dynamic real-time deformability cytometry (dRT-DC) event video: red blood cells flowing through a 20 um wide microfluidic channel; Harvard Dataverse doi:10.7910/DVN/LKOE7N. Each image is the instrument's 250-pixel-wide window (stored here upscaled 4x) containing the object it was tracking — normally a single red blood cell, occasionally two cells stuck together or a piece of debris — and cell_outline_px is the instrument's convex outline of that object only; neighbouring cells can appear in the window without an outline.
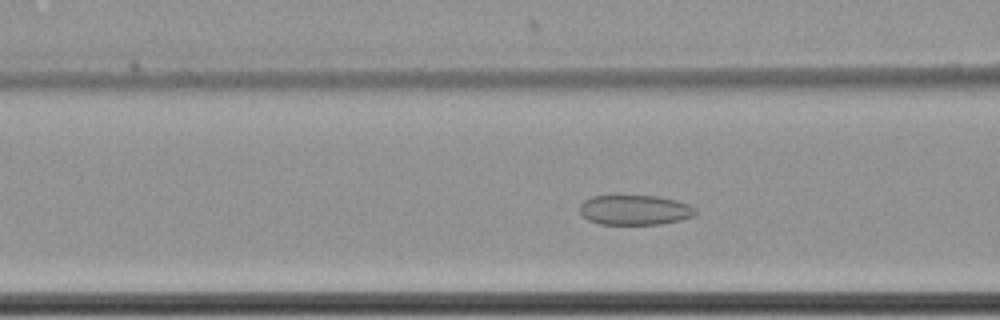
{"species": "common noctule bat (a hibernating species)", "species_latin": "Nyctalus noctula", "temperature_condition": "cold", "stored_images_in_passage": 55, "camera_frame_rate_fps": 3000, "um_per_image_px": 0.085, "animal": {"sex": "female", "body_mass_g": 22.7, "forearm_length_mm": 54.2}, "frame": {"image": 1, "passage_image": 20, "time_ms": 6.333, "image_size_px": [1000, 320], "cell_outline_px": [[696, 216], [680, 220], [660, 224], [600, 224], [588, 220], [580, 212], [580, 204], [584, 200], [592, 196], [660, 196], [676, 200], [688, 204], [696, 208]], "centroid_in_image_um": [53.98, 17.85], "position_along_channel_um": 112.6, "area_um2": 20.23}}
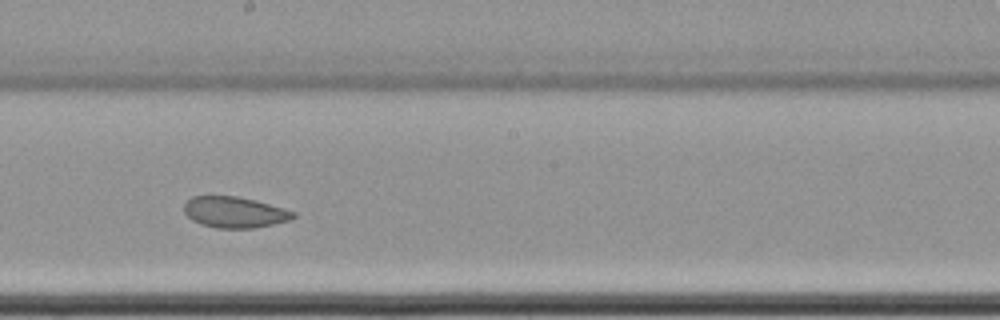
{"frame": {"image": 2, "passage_image": 30, "time_ms": 9.667, "image_size_px": [1000, 320], "cell_outline_px": [[296, 216], [292, 220], [252, 228], [216, 228], [200, 224], [192, 220], [184, 212], [184, 204], [192, 196], [236, 196], [256, 200], [284, 208], [296, 212]], "centroid_in_image_um": [19.95, 18.04], "position_along_channel_um": 228.2, "area_um2": 19.83}}
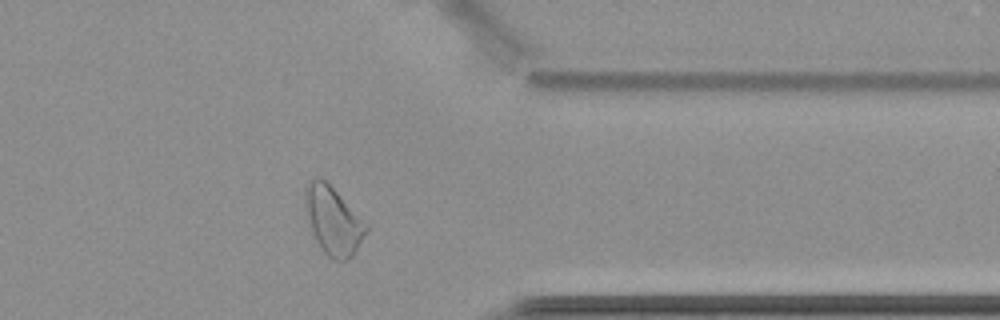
{"frame": {"image": 3, "passage_image": 44, "time_ms": 14.333, "image_size_px": [1000, 320], "cell_outline_px": [[368, 232], [352, 256], [344, 260], [332, 260], [324, 252], [316, 240], [312, 232], [304, 200], [304, 188], [308, 180], [312, 176], [316, 176], [324, 180], [368, 224]], "centroid_in_image_um": [28.31, 18.74], "position_along_channel_um": 383.1, "area_um2": 23.93}, "authors_computed_cell_mechanics": {"area_um2": 23.2934, "velocity_mm_per_s": 3.4755, "shape_relaxation_time_tau1_ms": null, "shape_relaxation_time_tau2_ms": 2.8022, "deformation_change_tau1": null, "deformation_change_tau2": 0.0652}}